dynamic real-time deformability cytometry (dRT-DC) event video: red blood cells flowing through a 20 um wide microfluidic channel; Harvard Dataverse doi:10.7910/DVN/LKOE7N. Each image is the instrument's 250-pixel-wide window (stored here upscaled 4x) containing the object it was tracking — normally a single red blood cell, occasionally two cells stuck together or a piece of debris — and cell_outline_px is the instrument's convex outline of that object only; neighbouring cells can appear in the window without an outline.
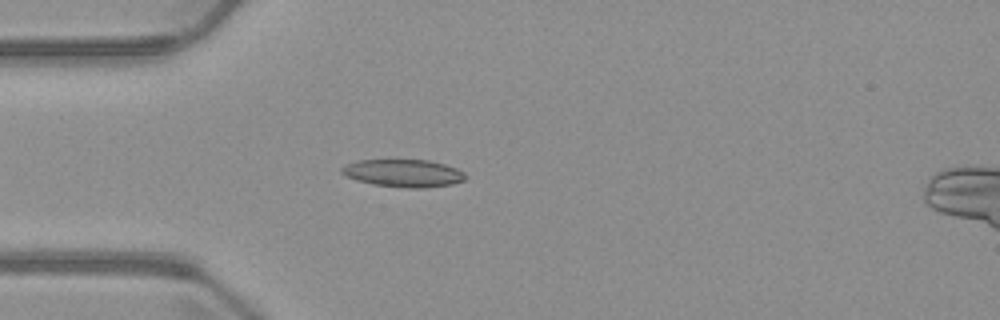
{"species": "common noctule bat (a hibernating species)", "species_latin": "Nyctalus noctula", "temperature_condition": "warm", "stored_images_in_passage": 3, "camera_frame_rate_fps": 3000, "um_per_image_px": 0.085, "animal": {"sex": "male", "body_mass_g": 23.1, "forearm_length_mm": 52.7}, "frame": {"image": 1, "passage_image": 3, "time_ms": 3.333, "image_size_px": [1000, 320], "cell_outline_px": [[468, 176], [464, 180], [452, 184], [424, 188], [408, 188], [372, 184], [356, 180], [340, 172], [340, 168], [356, 160], [428, 160], [444, 164], [456, 168], [464, 172]], "centroid_in_image_um": [34.31, 14.72], "position_along_channel_um": 50.7, "area_um2": 19.88}}